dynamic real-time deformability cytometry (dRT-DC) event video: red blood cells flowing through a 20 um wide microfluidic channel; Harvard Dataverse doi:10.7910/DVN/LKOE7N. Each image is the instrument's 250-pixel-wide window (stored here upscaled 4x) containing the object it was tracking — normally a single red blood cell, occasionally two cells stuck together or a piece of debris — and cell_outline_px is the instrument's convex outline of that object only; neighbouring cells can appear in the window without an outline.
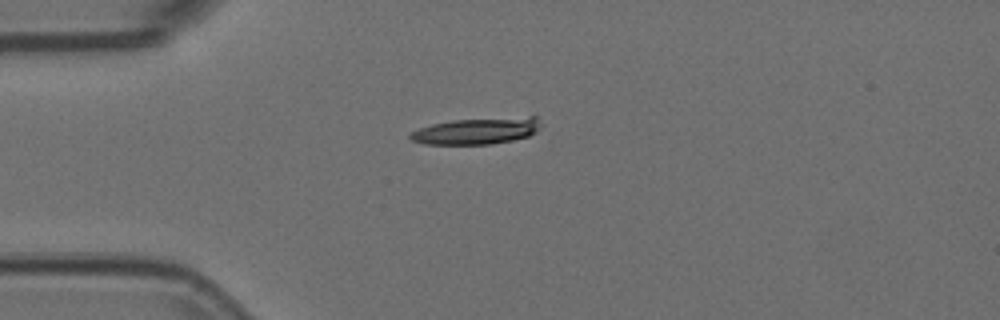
{"species": "Egyptian fruit bat (a non-hibernating species)", "species_latin": "Rousettus aegyptiacus", "temperature_condition": "room temperature", "stored_images_in_passage": 6, "camera_frame_rate_fps": 3000, "um_per_image_px": 0.085, "animal": {"sex": "female"}, "frame": {"image": 1, "passage_image": 6, "time_ms": 1.667, "image_size_px": [1000, 320], "cell_outline_px": [[540, 128], [536, 132], [528, 136], [512, 140], [492, 144], [424, 144], [412, 140], [408, 136], [412, 132], [420, 128], [432, 124], [452, 120], [528, 116], [536, 116], [540, 124]], "centroid_in_image_um": [40.54, 11.12], "position_along_channel_um": 44.5, "area_um2": 20.11}}